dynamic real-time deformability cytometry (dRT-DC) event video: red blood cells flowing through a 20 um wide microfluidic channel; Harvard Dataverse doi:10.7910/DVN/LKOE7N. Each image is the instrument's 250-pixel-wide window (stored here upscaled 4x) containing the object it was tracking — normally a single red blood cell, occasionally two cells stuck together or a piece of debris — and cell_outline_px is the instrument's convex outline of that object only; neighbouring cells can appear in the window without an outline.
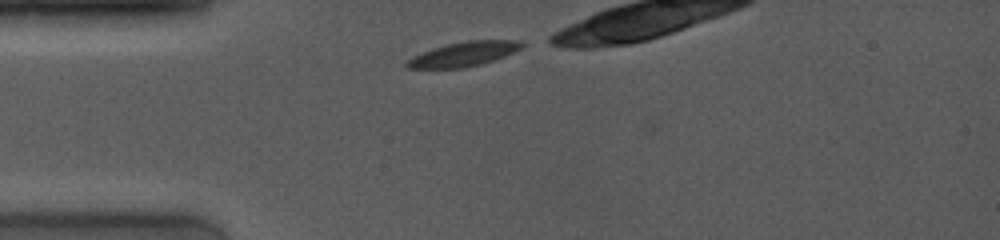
{"species": "common noctule bat (a hibernating species)", "species_latin": "Nyctalus noctula", "temperature_condition": "room temperature", "stored_images_in_passage": 7, "camera_frame_rate_fps": 4000, "um_per_image_px": 0.085, "animal": {"sex": "female", "body_mass_g": 19.0, "forearm_length_mm": 53.3}, "frame": {"image": 1, "passage_image": 1, "time_ms": 0.0, "image_size_px": [1000, 240], "cell_outline_px": [[524, 44], [520, 48], [504, 56], [480, 64], [464, 68], [408, 68], [404, 64], [412, 56], [432, 48], [448, 44], [468, 40], [524, 40]], "centroid_in_image_um": [39.4, 4.59], "position_along_channel_um": 45.6, "area_um2": 16.24}}